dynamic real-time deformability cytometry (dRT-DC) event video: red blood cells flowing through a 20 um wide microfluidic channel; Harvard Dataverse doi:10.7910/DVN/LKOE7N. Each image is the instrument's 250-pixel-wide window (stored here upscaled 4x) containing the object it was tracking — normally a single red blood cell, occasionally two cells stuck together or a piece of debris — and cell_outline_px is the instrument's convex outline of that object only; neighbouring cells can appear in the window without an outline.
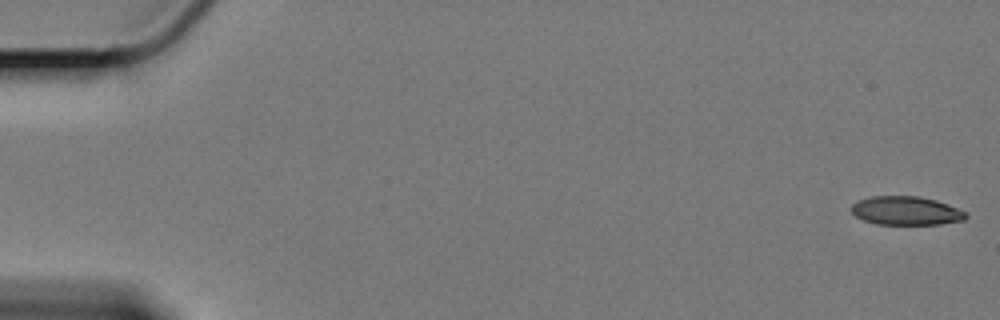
{"species": "Egyptian fruit bat (a non-hibernating species)", "species_latin": "Rousettus aegyptiacus", "temperature_condition": "cold", "stored_images_in_passage": 8, "camera_frame_rate_fps": 3000, "um_per_image_px": 0.085, "animal": {"sex": "female"}, "frame": {"image": 1, "passage_image": 1, "time_ms": 0.0, "image_size_px": [1000, 320], "cell_outline_px": [[968, 216], [964, 220], [940, 224], [876, 224], [864, 220], [856, 216], [852, 212], [852, 204], [856, 200], [872, 196], [920, 196], [936, 200], [948, 204], [968, 212]], "centroid_in_image_um": [77.04, 17.9], "position_along_channel_um": 8.0, "area_um2": 19.25}}